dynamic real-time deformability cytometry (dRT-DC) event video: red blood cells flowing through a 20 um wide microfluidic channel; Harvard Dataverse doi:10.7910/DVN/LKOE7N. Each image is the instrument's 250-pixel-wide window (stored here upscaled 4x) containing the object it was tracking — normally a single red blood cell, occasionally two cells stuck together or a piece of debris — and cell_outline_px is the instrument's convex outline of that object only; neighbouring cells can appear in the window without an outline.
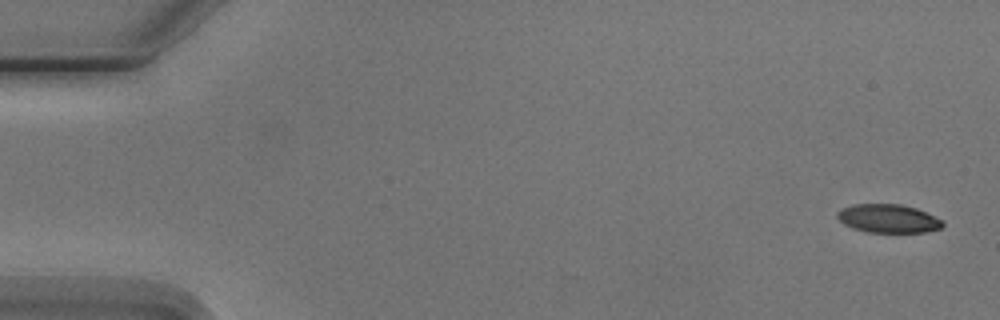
{"species": "Egyptian fruit bat (a non-hibernating species)", "species_latin": "Rousettus aegyptiacus", "temperature_condition": "cold", "stored_images_in_passage": 6, "camera_frame_rate_fps": 3000, "um_per_image_px": 0.085, "animal": {"sex": "male"}, "frame": {"image": 1, "passage_image": 1, "time_ms": 0.0, "image_size_px": [1000, 320], "cell_outline_px": [[944, 224], [940, 228], [924, 232], [868, 232], [844, 224], [836, 216], [836, 212], [840, 208], [852, 204], [900, 204], [916, 208], [944, 220]], "centroid_in_image_um": [75.49, 18.56], "position_along_channel_um": 9.5, "area_um2": 17.46}}